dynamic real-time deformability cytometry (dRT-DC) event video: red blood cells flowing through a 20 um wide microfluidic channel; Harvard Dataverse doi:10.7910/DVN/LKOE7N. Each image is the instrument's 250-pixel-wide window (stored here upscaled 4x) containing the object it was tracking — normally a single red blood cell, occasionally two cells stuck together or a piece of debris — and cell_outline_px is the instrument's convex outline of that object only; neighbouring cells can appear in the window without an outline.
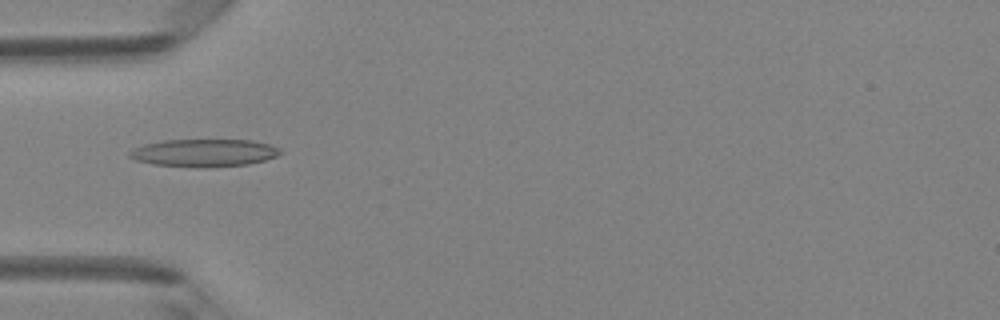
{"species": "Egyptian fruit bat (a non-hibernating species)", "species_latin": "Rousettus aegyptiacus", "temperature_condition": "room temperature", "stored_images_in_passage": 49, "camera_frame_rate_fps": 3000, "um_per_image_px": 0.085, "animal": {"sex": "female"}, "frame": {"image": 1, "passage_image": 16, "time_ms": 5.0, "image_size_px": [1000, 320], "cell_outline_px": [[284, 152], [276, 156], [264, 160], [248, 164], [204, 168], [196, 168], [152, 164], [136, 160], [128, 156], [128, 152], [132, 148], [144, 144], [164, 140], [252, 140], [268, 144], [280, 148]], "centroid_in_image_um": [17.32, 13.0], "position_along_channel_um": 67.7, "area_um2": 24.51}}
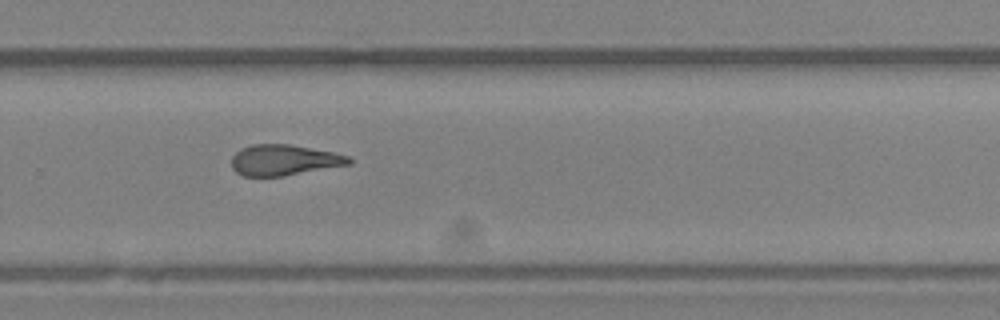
{"frame": {"image": 2, "passage_image": 33, "time_ms": 10.667, "image_size_px": [1000, 320], "cell_outline_px": [[352, 164], [284, 176], [244, 176], [236, 172], [232, 168], [232, 156], [240, 148], [252, 144], [288, 144], [332, 152], [348, 156], [352, 160]], "centroid_in_image_um": [24.13, 13.61], "position_along_channel_um": 305.7, "area_um2": 21.04}}
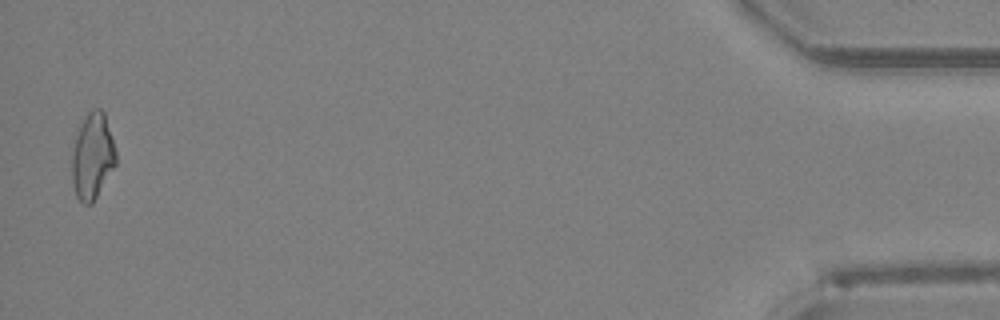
{"frame": {"image": 3, "passage_image": 48, "time_ms": 15.667, "image_size_px": [1000, 320], "cell_outline_px": [[116, 164], [92, 204], [84, 204], [76, 196], [72, 184], [72, 152], [76, 128], [84, 116], [92, 108], [100, 108], [104, 112], [116, 152]], "centroid_in_image_um": [7.83, 13.25], "position_along_channel_um": 427.4, "area_um2": 22.31}, "authors_computed_cell_mechanics": {"area_um2": 22.0218, "velocity_mm_per_s": 4.2137, "shape_relaxation_time_tau1_ms": null, "shape_relaxation_time_tau2_ms": 4.9953, "deformation_change_tau1": null, "deformation_change_tau2": 0.1644}}